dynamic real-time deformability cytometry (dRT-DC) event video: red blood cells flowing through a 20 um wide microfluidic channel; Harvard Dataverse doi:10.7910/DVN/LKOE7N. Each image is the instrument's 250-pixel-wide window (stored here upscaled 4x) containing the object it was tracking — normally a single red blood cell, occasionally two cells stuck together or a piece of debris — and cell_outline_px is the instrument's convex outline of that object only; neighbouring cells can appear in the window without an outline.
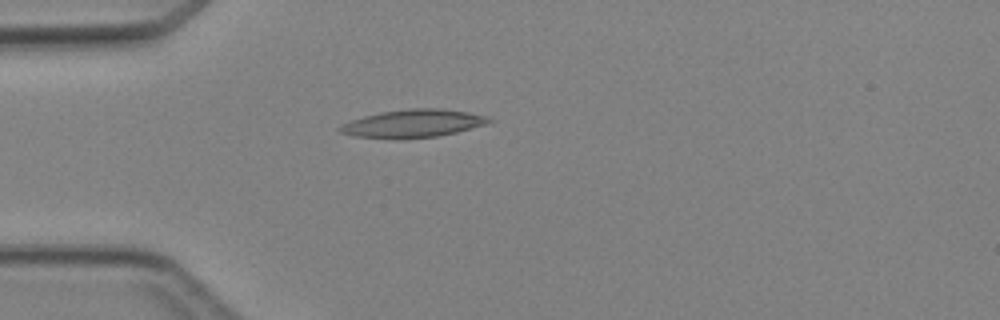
{"species": "Egyptian fruit bat (a non-hibernating species)", "species_latin": "Rousettus aegyptiacus", "temperature_condition": "cold", "stored_images_in_passage": 1, "camera_frame_rate_fps": 3000, "um_per_image_px": 0.085, "animal": {"sex": "female"}, "frame": {"image": 1, "passage_image": 1, "time_ms": 0.0, "image_size_px": [1000, 320], "cell_outline_px": [[492, 120], [488, 124], [456, 132], [436, 136], [400, 140], [356, 136], [340, 132], [336, 128], [352, 120], [364, 116], [380, 112], [408, 108], [440, 108], [468, 112], [484, 116]], "centroid_in_image_um": [35.09, 10.5], "position_along_channel_um": 49.9, "area_um2": 24.28}}